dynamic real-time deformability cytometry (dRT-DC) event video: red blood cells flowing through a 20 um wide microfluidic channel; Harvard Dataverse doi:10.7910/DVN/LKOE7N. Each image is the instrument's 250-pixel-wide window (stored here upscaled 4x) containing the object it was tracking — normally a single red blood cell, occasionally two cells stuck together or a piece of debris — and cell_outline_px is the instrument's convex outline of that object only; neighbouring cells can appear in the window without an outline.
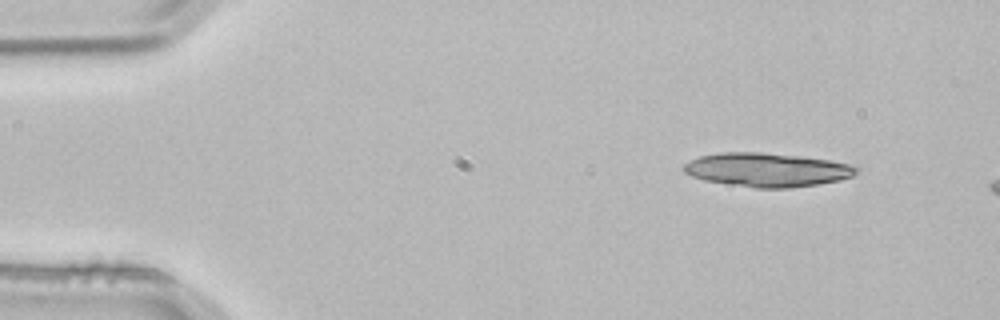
{"species": "common noctule bat (a hibernating species)", "species_latin": "Nyctalus noctula", "temperature_condition": "room temperature", "stored_images_in_passage": 3, "camera_frame_rate_fps": 3000, "um_per_image_px": 0.085, "animal": {"sex": "male", "body_mass_g": 21.5, "forearm_length_mm": 52.0}, "frame": {"image": 1, "passage_image": 1, "time_ms": 0.0, "image_size_px": [1000, 320], "cell_outline_px": [[860, 172], [852, 176], [840, 180], [816, 184], [788, 188], [756, 188], [704, 180], [692, 176], [684, 172], [680, 168], [688, 160], [700, 156], [720, 152], [760, 152], [800, 156], [828, 160], [848, 164], [860, 168]], "centroid_in_image_um": [65.17, 14.43], "position_along_channel_um": 19.8, "area_um2": 34.04}}